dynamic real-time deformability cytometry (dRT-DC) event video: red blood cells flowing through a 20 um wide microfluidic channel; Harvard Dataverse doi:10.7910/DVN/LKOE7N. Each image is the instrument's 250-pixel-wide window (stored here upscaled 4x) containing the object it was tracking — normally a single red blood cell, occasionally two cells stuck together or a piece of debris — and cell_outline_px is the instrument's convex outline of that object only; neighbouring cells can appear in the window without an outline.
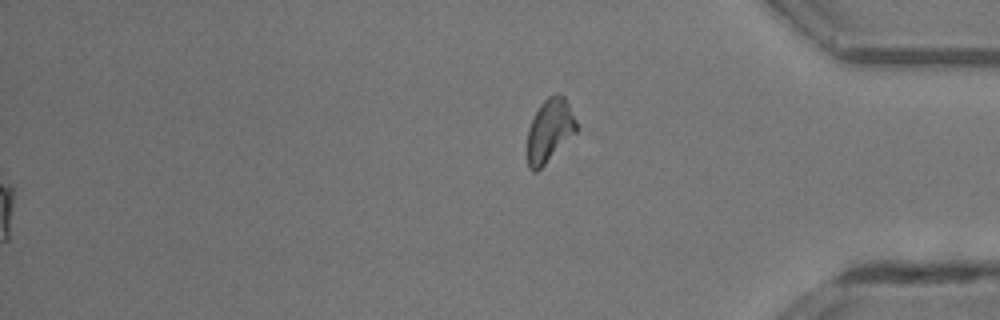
{"species": "common noctule bat (a hibernating species)", "species_latin": "Nyctalus noctula", "temperature_condition": "room temperature", "stored_images_in_passage": 40, "segment_of_instrument_passage": [2, 2], "camera_frame_rate_fps": 3000, "um_per_image_px": 0.085, "animal": {"sex": "male", "body_mass_g": 13.3}, "frame": {"image": 1, "passage_image": 40, "time_ms": 13.0, "image_size_px": [1000, 320], "cell_outline_px": [[576, 132], [536, 172], [532, 172], [528, 168], [528, 128], [540, 104], [548, 96], [556, 92], [560, 92], [564, 96], [576, 120]], "centroid_in_image_um": [46.71, 11.05], "position_along_channel_um": 388.5, "area_um2": 17.8}}